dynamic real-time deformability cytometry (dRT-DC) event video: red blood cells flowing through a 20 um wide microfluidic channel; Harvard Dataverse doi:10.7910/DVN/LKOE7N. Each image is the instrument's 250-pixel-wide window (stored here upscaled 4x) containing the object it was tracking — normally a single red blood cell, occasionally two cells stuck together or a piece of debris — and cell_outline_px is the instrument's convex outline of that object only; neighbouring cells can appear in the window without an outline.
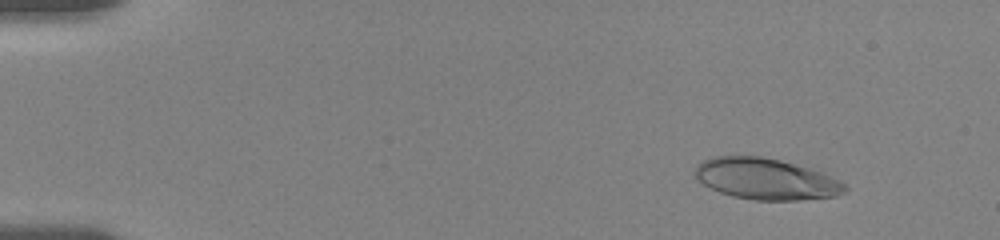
{"species": "human", "species_latin": "Homo sapiens", "temperature_condition": "room temperature", "stored_images_in_passage": 57, "camera_frame_rate_fps": 3000, "um_per_image_px": 0.085, "donor": {"sex": "female"}, "frame": {"image": 1, "passage_image": 7, "time_ms": 2.0, "image_size_px": [1000, 240], "cell_outline_px": [[844, 188], [832, 196], [788, 200], [760, 200], [736, 196], [712, 188], [700, 180], [700, 168], [708, 160], [728, 156], [748, 156], [776, 160], [812, 172], [840, 184]], "centroid_in_image_um": [65.02, 15.24], "position_along_channel_um": 20.0, "area_um2": 32.25}}
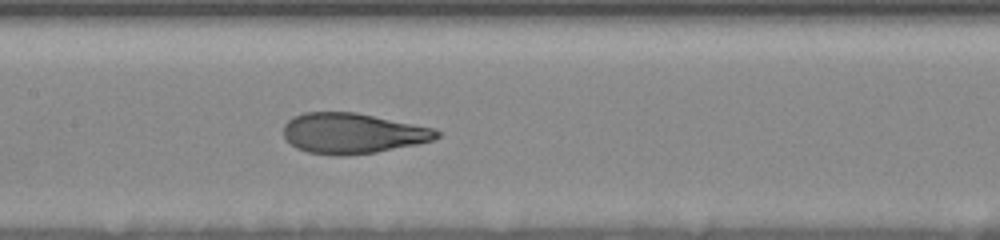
{"frame": {"image": 2, "passage_image": 29, "time_ms": 9.333, "image_size_px": [1000, 240], "cell_outline_px": [[440, 136], [432, 140], [372, 152], [312, 152], [300, 148], [292, 144], [284, 136], [284, 128], [288, 120], [296, 116], [308, 112], [352, 112], [432, 128], [440, 132]], "centroid_in_image_um": [29.97, 11.28], "position_along_channel_um": 177.4, "area_um2": 33.93}}
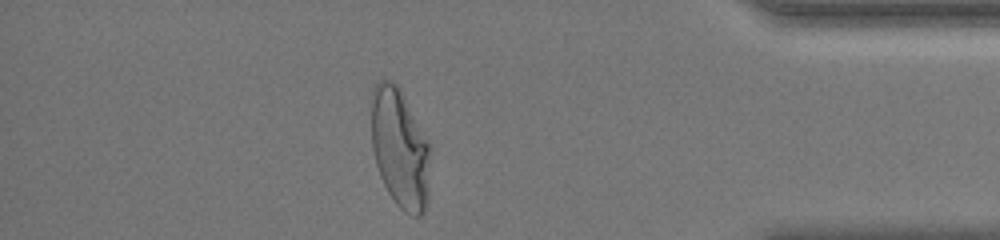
{"frame": {"image": 3, "passage_image": 50, "time_ms": 16.333, "image_size_px": [1000, 240], "cell_outline_px": [[428, 148], [424, 208], [416, 216], [400, 208], [396, 204], [384, 184], [376, 160], [372, 144], [372, 108], [376, 92], [380, 84], [392, 84], [396, 88], [428, 144]], "centroid_in_image_um": [33.95, 12.73], "position_along_channel_um": 401.3, "area_um2": 36.99}, "authors_computed_cell_mechanics": {"area_um2": 34.5066, "velocity_mm_per_s": 3.6096, "shape_relaxation_time_tau1_ms": 5.6112, "shape_relaxation_time_tau2_ms": 1.0099, "deformation_change_tau1": 0.2393, "deformation_change_tau2": 0.0834}}